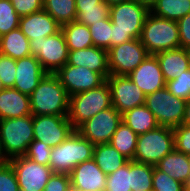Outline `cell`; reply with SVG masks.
Instances as JSON below:
<instances>
[{
	"label": "cell",
	"instance_id": "cell-1",
	"mask_svg": "<svg viewBox=\"0 0 190 191\" xmlns=\"http://www.w3.org/2000/svg\"><path fill=\"white\" fill-rule=\"evenodd\" d=\"M150 10L137 0H129L110 6L112 21L111 47L140 39L142 28Z\"/></svg>",
	"mask_w": 190,
	"mask_h": 191
},
{
	"label": "cell",
	"instance_id": "cell-28",
	"mask_svg": "<svg viewBox=\"0 0 190 191\" xmlns=\"http://www.w3.org/2000/svg\"><path fill=\"white\" fill-rule=\"evenodd\" d=\"M138 135L123 121L111 137L109 144L117 149L128 160H133Z\"/></svg>",
	"mask_w": 190,
	"mask_h": 191
},
{
	"label": "cell",
	"instance_id": "cell-35",
	"mask_svg": "<svg viewBox=\"0 0 190 191\" xmlns=\"http://www.w3.org/2000/svg\"><path fill=\"white\" fill-rule=\"evenodd\" d=\"M152 191H187V187L153 166Z\"/></svg>",
	"mask_w": 190,
	"mask_h": 191
},
{
	"label": "cell",
	"instance_id": "cell-13",
	"mask_svg": "<svg viewBox=\"0 0 190 191\" xmlns=\"http://www.w3.org/2000/svg\"><path fill=\"white\" fill-rule=\"evenodd\" d=\"M15 172L19 189L22 191H44L52 176L50 166L38 164L25 156L9 160Z\"/></svg>",
	"mask_w": 190,
	"mask_h": 191
},
{
	"label": "cell",
	"instance_id": "cell-38",
	"mask_svg": "<svg viewBox=\"0 0 190 191\" xmlns=\"http://www.w3.org/2000/svg\"><path fill=\"white\" fill-rule=\"evenodd\" d=\"M16 77V60L0 53V79L5 88H13Z\"/></svg>",
	"mask_w": 190,
	"mask_h": 191
},
{
	"label": "cell",
	"instance_id": "cell-47",
	"mask_svg": "<svg viewBox=\"0 0 190 191\" xmlns=\"http://www.w3.org/2000/svg\"><path fill=\"white\" fill-rule=\"evenodd\" d=\"M140 4L146 6L149 10L157 3L158 0H137Z\"/></svg>",
	"mask_w": 190,
	"mask_h": 191
},
{
	"label": "cell",
	"instance_id": "cell-3",
	"mask_svg": "<svg viewBox=\"0 0 190 191\" xmlns=\"http://www.w3.org/2000/svg\"><path fill=\"white\" fill-rule=\"evenodd\" d=\"M33 140V115L0 120V150L5 161L24 156Z\"/></svg>",
	"mask_w": 190,
	"mask_h": 191
},
{
	"label": "cell",
	"instance_id": "cell-6",
	"mask_svg": "<svg viewBox=\"0 0 190 191\" xmlns=\"http://www.w3.org/2000/svg\"><path fill=\"white\" fill-rule=\"evenodd\" d=\"M111 106V90L106 80L96 88L70 96L68 119L76 130L99 111Z\"/></svg>",
	"mask_w": 190,
	"mask_h": 191
},
{
	"label": "cell",
	"instance_id": "cell-43",
	"mask_svg": "<svg viewBox=\"0 0 190 191\" xmlns=\"http://www.w3.org/2000/svg\"><path fill=\"white\" fill-rule=\"evenodd\" d=\"M70 185L69 174L53 173L49 178L44 191H68Z\"/></svg>",
	"mask_w": 190,
	"mask_h": 191
},
{
	"label": "cell",
	"instance_id": "cell-2",
	"mask_svg": "<svg viewBox=\"0 0 190 191\" xmlns=\"http://www.w3.org/2000/svg\"><path fill=\"white\" fill-rule=\"evenodd\" d=\"M70 96L55 74L47 73L30 95L31 114L68 116Z\"/></svg>",
	"mask_w": 190,
	"mask_h": 191
},
{
	"label": "cell",
	"instance_id": "cell-34",
	"mask_svg": "<svg viewBox=\"0 0 190 191\" xmlns=\"http://www.w3.org/2000/svg\"><path fill=\"white\" fill-rule=\"evenodd\" d=\"M20 16L9 0H0V37L19 28Z\"/></svg>",
	"mask_w": 190,
	"mask_h": 191
},
{
	"label": "cell",
	"instance_id": "cell-33",
	"mask_svg": "<svg viewBox=\"0 0 190 191\" xmlns=\"http://www.w3.org/2000/svg\"><path fill=\"white\" fill-rule=\"evenodd\" d=\"M131 160L115 172L107 175L105 191L131 190Z\"/></svg>",
	"mask_w": 190,
	"mask_h": 191
},
{
	"label": "cell",
	"instance_id": "cell-51",
	"mask_svg": "<svg viewBox=\"0 0 190 191\" xmlns=\"http://www.w3.org/2000/svg\"><path fill=\"white\" fill-rule=\"evenodd\" d=\"M5 159L2 156L1 150H0V164L4 163Z\"/></svg>",
	"mask_w": 190,
	"mask_h": 191
},
{
	"label": "cell",
	"instance_id": "cell-52",
	"mask_svg": "<svg viewBox=\"0 0 190 191\" xmlns=\"http://www.w3.org/2000/svg\"><path fill=\"white\" fill-rule=\"evenodd\" d=\"M4 88H5V87L3 86L2 81H1V79H0V91H2Z\"/></svg>",
	"mask_w": 190,
	"mask_h": 191
},
{
	"label": "cell",
	"instance_id": "cell-37",
	"mask_svg": "<svg viewBox=\"0 0 190 191\" xmlns=\"http://www.w3.org/2000/svg\"><path fill=\"white\" fill-rule=\"evenodd\" d=\"M51 152L52 148L50 146L34 139L24 156L38 164L49 166Z\"/></svg>",
	"mask_w": 190,
	"mask_h": 191
},
{
	"label": "cell",
	"instance_id": "cell-25",
	"mask_svg": "<svg viewBox=\"0 0 190 191\" xmlns=\"http://www.w3.org/2000/svg\"><path fill=\"white\" fill-rule=\"evenodd\" d=\"M93 159L106 175L115 172L129 161L109 143L94 145Z\"/></svg>",
	"mask_w": 190,
	"mask_h": 191
},
{
	"label": "cell",
	"instance_id": "cell-36",
	"mask_svg": "<svg viewBox=\"0 0 190 191\" xmlns=\"http://www.w3.org/2000/svg\"><path fill=\"white\" fill-rule=\"evenodd\" d=\"M166 88L174 96L189 100L190 99V68L183 71L180 76L166 82Z\"/></svg>",
	"mask_w": 190,
	"mask_h": 191
},
{
	"label": "cell",
	"instance_id": "cell-40",
	"mask_svg": "<svg viewBox=\"0 0 190 191\" xmlns=\"http://www.w3.org/2000/svg\"><path fill=\"white\" fill-rule=\"evenodd\" d=\"M19 184L9 161L0 164V191H19Z\"/></svg>",
	"mask_w": 190,
	"mask_h": 191
},
{
	"label": "cell",
	"instance_id": "cell-48",
	"mask_svg": "<svg viewBox=\"0 0 190 191\" xmlns=\"http://www.w3.org/2000/svg\"><path fill=\"white\" fill-rule=\"evenodd\" d=\"M109 6L118 4V3H123L129 0H104Z\"/></svg>",
	"mask_w": 190,
	"mask_h": 191
},
{
	"label": "cell",
	"instance_id": "cell-29",
	"mask_svg": "<svg viewBox=\"0 0 190 191\" xmlns=\"http://www.w3.org/2000/svg\"><path fill=\"white\" fill-rule=\"evenodd\" d=\"M43 9L61 26L76 21L75 0H44Z\"/></svg>",
	"mask_w": 190,
	"mask_h": 191
},
{
	"label": "cell",
	"instance_id": "cell-7",
	"mask_svg": "<svg viewBox=\"0 0 190 191\" xmlns=\"http://www.w3.org/2000/svg\"><path fill=\"white\" fill-rule=\"evenodd\" d=\"M174 148L173 128L158 126L151 131L138 135L133 160L156 166Z\"/></svg>",
	"mask_w": 190,
	"mask_h": 191
},
{
	"label": "cell",
	"instance_id": "cell-27",
	"mask_svg": "<svg viewBox=\"0 0 190 191\" xmlns=\"http://www.w3.org/2000/svg\"><path fill=\"white\" fill-rule=\"evenodd\" d=\"M61 31L66 40L68 51L85 49L93 46L89 27L73 21L61 26Z\"/></svg>",
	"mask_w": 190,
	"mask_h": 191
},
{
	"label": "cell",
	"instance_id": "cell-19",
	"mask_svg": "<svg viewBox=\"0 0 190 191\" xmlns=\"http://www.w3.org/2000/svg\"><path fill=\"white\" fill-rule=\"evenodd\" d=\"M19 29L31 41L58 33L61 25L43 9L20 17Z\"/></svg>",
	"mask_w": 190,
	"mask_h": 191
},
{
	"label": "cell",
	"instance_id": "cell-15",
	"mask_svg": "<svg viewBox=\"0 0 190 191\" xmlns=\"http://www.w3.org/2000/svg\"><path fill=\"white\" fill-rule=\"evenodd\" d=\"M55 75L59 78L69 96L96 88L106 81L100 73L83 66L69 64H65Z\"/></svg>",
	"mask_w": 190,
	"mask_h": 191
},
{
	"label": "cell",
	"instance_id": "cell-20",
	"mask_svg": "<svg viewBox=\"0 0 190 191\" xmlns=\"http://www.w3.org/2000/svg\"><path fill=\"white\" fill-rule=\"evenodd\" d=\"M67 64L89 68L100 73L105 79L110 75L108 53L103 48L91 46L85 49L69 51Z\"/></svg>",
	"mask_w": 190,
	"mask_h": 191
},
{
	"label": "cell",
	"instance_id": "cell-39",
	"mask_svg": "<svg viewBox=\"0 0 190 191\" xmlns=\"http://www.w3.org/2000/svg\"><path fill=\"white\" fill-rule=\"evenodd\" d=\"M76 11V21L89 26L92 23L109 18L110 8L76 9Z\"/></svg>",
	"mask_w": 190,
	"mask_h": 191
},
{
	"label": "cell",
	"instance_id": "cell-31",
	"mask_svg": "<svg viewBox=\"0 0 190 191\" xmlns=\"http://www.w3.org/2000/svg\"><path fill=\"white\" fill-rule=\"evenodd\" d=\"M153 166L131 160V189L152 191Z\"/></svg>",
	"mask_w": 190,
	"mask_h": 191
},
{
	"label": "cell",
	"instance_id": "cell-10",
	"mask_svg": "<svg viewBox=\"0 0 190 191\" xmlns=\"http://www.w3.org/2000/svg\"><path fill=\"white\" fill-rule=\"evenodd\" d=\"M121 122L122 114L111 106L86 120L76 131L93 145L108 144Z\"/></svg>",
	"mask_w": 190,
	"mask_h": 191
},
{
	"label": "cell",
	"instance_id": "cell-16",
	"mask_svg": "<svg viewBox=\"0 0 190 191\" xmlns=\"http://www.w3.org/2000/svg\"><path fill=\"white\" fill-rule=\"evenodd\" d=\"M127 76L145 95L153 93L166 86L156 55L148 54L144 61Z\"/></svg>",
	"mask_w": 190,
	"mask_h": 191
},
{
	"label": "cell",
	"instance_id": "cell-5",
	"mask_svg": "<svg viewBox=\"0 0 190 191\" xmlns=\"http://www.w3.org/2000/svg\"><path fill=\"white\" fill-rule=\"evenodd\" d=\"M140 40L147 53L152 55L181 48L177 21L156 16L151 12L145 19Z\"/></svg>",
	"mask_w": 190,
	"mask_h": 191
},
{
	"label": "cell",
	"instance_id": "cell-8",
	"mask_svg": "<svg viewBox=\"0 0 190 191\" xmlns=\"http://www.w3.org/2000/svg\"><path fill=\"white\" fill-rule=\"evenodd\" d=\"M186 102L174 96L165 86L146 95L144 105L154 114L159 126L175 128L182 124Z\"/></svg>",
	"mask_w": 190,
	"mask_h": 191
},
{
	"label": "cell",
	"instance_id": "cell-44",
	"mask_svg": "<svg viewBox=\"0 0 190 191\" xmlns=\"http://www.w3.org/2000/svg\"><path fill=\"white\" fill-rule=\"evenodd\" d=\"M181 48H190V13L177 21Z\"/></svg>",
	"mask_w": 190,
	"mask_h": 191
},
{
	"label": "cell",
	"instance_id": "cell-12",
	"mask_svg": "<svg viewBox=\"0 0 190 191\" xmlns=\"http://www.w3.org/2000/svg\"><path fill=\"white\" fill-rule=\"evenodd\" d=\"M74 130L68 116L33 115L34 139L50 148L61 144Z\"/></svg>",
	"mask_w": 190,
	"mask_h": 191
},
{
	"label": "cell",
	"instance_id": "cell-17",
	"mask_svg": "<svg viewBox=\"0 0 190 191\" xmlns=\"http://www.w3.org/2000/svg\"><path fill=\"white\" fill-rule=\"evenodd\" d=\"M71 186L86 191H105L107 175L94 159L76 165L69 173Z\"/></svg>",
	"mask_w": 190,
	"mask_h": 191
},
{
	"label": "cell",
	"instance_id": "cell-45",
	"mask_svg": "<svg viewBox=\"0 0 190 191\" xmlns=\"http://www.w3.org/2000/svg\"><path fill=\"white\" fill-rule=\"evenodd\" d=\"M76 9L110 8L104 0H75Z\"/></svg>",
	"mask_w": 190,
	"mask_h": 191
},
{
	"label": "cell",
	"instance_id": "cell-11",
	"mask_svg": "<svg viewBox=\"0 0 190 191\" xmlns=\"http://www.w3.org/2000/svg\"><path fill=\"white\" fill-rule=\"evenodd\" d=\"M107 53L110 75H128L148 56L140 39L111 47Z\"/></svg>",
	"mask_w": 190,
	"mask_h": 191
},
{
	"label": "cell",
	"instance_id": "cell-21",
	"mask_svg": "<svg viewBox=\"0 0 190 191\" xmlns=\"http://www.w3.org/2000/svg\"><path fill=\"white\" fill-rule=\"evenodd\" d=\"M27 115H32L30 96L15 88H4L0 91V120Z\"/></svg>",
	"mask_w": 190,
	"mask_h": 191
},
{
	"label": "cell",
	"instance_id": "cell-46",
	"mask_svg": "<svg viewBox=\"0 0 190 191\" xmlns=\"http://www.w3.org/2000/svg\"><path fill=\"white\" fill-rule=\"evenodd\" d=\"M182 124L190 126V99L187 100L186 102L185 113Z\"/></svg>",
	"mask_w": 190,
	"mask_h": 191
},
{
	"label": "cell",
	"instance_id": "cell-50",
	"mask_svg": "<svg viewBox=\"0 0 190 191\" xmlns=\"http://www.w3.org/2000/svg\"><path fill=\"white\" fill-rule=\"evenodd\" d=\"M186 52H187L189 67H190V48H186Z\"/></svg>",
	"mask_w": 190,
	"mask_h": 191
},
{
	"label": "cell",
	"instance_id": "cell-14",
	"mask_svg": "<svg viewBox=\"0 0 190 191\" xmlns=\"http://www.w3.org/2000/svg\"><path fill=\"white\" fill-rule=\"evenodd\" d=\"M106 80L111 90L112 106L121 114L144 105L146 95L127 75H109Z\"/></svg>",
	"mask_w": 190,
	"mask_h": 191
},
{
	"label": "cell",
	"instance_id": "cell-4",
	"mask_svg": "<svg viewBox=\"0 0 190 191\" xmlns=\"http://www.w3.org/2000/svg\"><path fill=\"white\" fill-rule=\"evenodd\" d=\"M94 145L74 130L52 148L49 166L53 173L69 174L76 165L93 158Z\"/></svg>",
	"mask_w": 190,
	"mask_h": 191
},
{
	"label": "cell",
	"instance_id": "cell-42",
	"mask_svg": "<svg viewBox=\"0 0 190 191\" xmlns=\"http://www.w3.org/2000/svg\"><path fill=\"white\" fill-rule=\"evenodd\" d=\"M16 13L22 17L43 10L44 0H9Z\"/></svg>",
	"mask_w": 190,
	"mask_h": 191
},
{
	"label": "cell",
	"instance_id": "cell-9",
	"mask_svg": "<svg viewBox=\"0 0 190 191\" xmlns=\"http://www.w3.org/2000/svg\"><path fill=\"white\" fill-rule=\"evenodd\" d=\"M31 55L36 56L47 73L55 74L67 64L68 46L62 31L40 40L30 41Z\"/></svg>",
	"mask_w": 190,
	"mask_h": 191
},
{
	"label": "cell",
	"instance_id": "cell-49",
	"mask_svg": "<svg viewBox=\"0 0 190 191\" xmlns=\"http://www.w3.org/2000/svg\"><path fill=\"white\" fill-rule=\"evenodd\" d=\"M68 191H86V190H83V189H78V188H76V187H74V186H71L70 185V187H69V190Z\"/></svg>",
	"mask_w": 190,
	"mask_h": 191
},
{
	"label": "cell",
	"instance_id": "cell-24",
	"mask_svg": "<svg viewBox=\"0 0 190 191\" xmlns=\"http://www.w3.org/2000/svg\"><path fill=\"white\" fill-rule=\"evenodd\" d=\"M30 40L19 28L0 37V53L15 60L31 55Z\"/></svg>",
	"mask_w": 190,
	"mask_h": 191
},
{
	"label": "cell",
	"instance_id": "cell-26",
	"mask_svg": "<svg viewBox=\"0 0 190 191\" xmlns=\"http://www.w3.org/2000/svg\"><path fill=\"white\" fill-rule=\"evenodd\" d=\"M122 121L137 135L151 131L159 126L154 114L145 105L124 112Z\"/></svg>",
	"mask_w": 190,
	"mask_h": 191
},
{
	"label": "cell",
	"instance_id": "cell-41",
	"mask_svg": "<svg viewBox=\"0 0 190 191\" xmlns=\"http://www.w3.org/2000/svg\"><path fill=\"white\" fill-rule=\"evenodd\" d=\"M175 149L186 155H190V126L179 125L173 128Z\"/></svg>",
	"mask_w": 190,
	"mask_h": 191
},
{
	"label": "cell",
	"instance_id": "cell-22",
	"mask_svg": "<svg viewBox=\"0 0 190 191\" xmlns=\"http://www.w3.org/2000/svg\"><path fill=\"white\" fill-rule=\"evenodd\" d=\"M156 167L173 179L190 186V155L177 151L175 148L164 156Z\"/></svg>",
	"mask_w": 190,
	"mask_h": 191
},
{
	"label": "cell",
	"instance_id": "cell-30",
	"mask_svg": "<svg viewBox=\"0 0 190 191\" xmlns=\"http://www.w3.org/2000/svg\"><path fill=\"white\" fill-rule=\"evenodd\" d=\"M150 12L162 18L178 21L190 13V0H158Z\"/></svg>",
	"mask_w": 190,
	"mask_h": 191
},
{
	"label": "cell",
	"instance_id": "cell-23",
	"mask_svg": "<svg viewBox=\"0 0 190 191\" xmlns=\"http://www.w3.org/2000/svg\"><path fill=\"white\" fill-rule=\"evenodd\" d=\"M163 74L165 82L180 76L183 71H187L189 61L186 49L175 48L155 54Z\"/></svg>",
	"mask_w": 190,
	"mask_h": 191
},
{
	"label": "cell",
	"instance_id": "cell-18",
	"mask_svg": "<svg viewBox=\"0 0 190 191\" xmlns=\"http://www.w3.org/2000/svg\"><path fill=\"white\" fill-rule=\"evenodd\" d=\"M46 74L47 72L36 56L30 55L18 59L16 60V77L13 88L30 96Z\"/></svg>",
	"mask_w": 190,
	"mask_h": 191
},
{
	"label": "cell",
	"instance_id": "cell-32",
	"mask_svg": "<svg viewBox=\"0 0 190 191\" xmlns=\"http://www.w3.org/2000/svg\"><path fill=\"white\" fill-rule=\"evenodd\" d=\"M88 27L92 36L93 46L108 51L111 48L112 38V21L110 17L97 23H92Z\"/></svg>",
	"mask_w": 190,
	"mask_h": 191
}]
</instances>
